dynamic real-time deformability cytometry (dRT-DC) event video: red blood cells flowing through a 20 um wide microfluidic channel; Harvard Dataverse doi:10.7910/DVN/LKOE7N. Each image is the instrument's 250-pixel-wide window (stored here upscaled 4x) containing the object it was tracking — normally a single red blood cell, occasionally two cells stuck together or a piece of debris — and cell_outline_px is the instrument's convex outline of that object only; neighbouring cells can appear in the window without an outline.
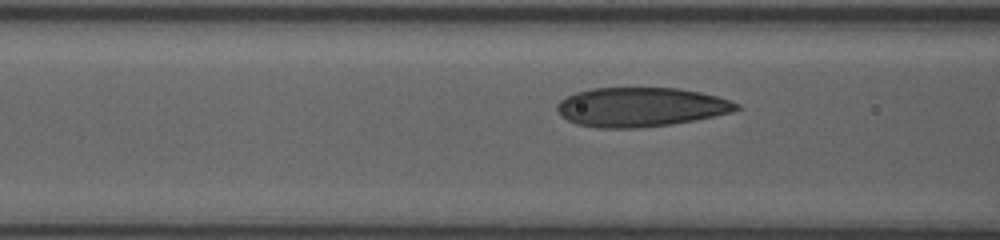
{"species": "human", "species_latin": "Homo sapiens", "temperature_condition": "room temperature", "stored_images_in_passage": 13, "camera_frame_rate_fps": 3000, "um_per_image_px": 0.085, "donor": {"sex": "female"}, "frame": {"image": 1, "passage_image": 10, "time_ms": 3.0, "image_size_px": [1000, 240], "cell_outline_px": [[740, 108], [732, 112], [696, 120], [672, 124], [636, 128], [596, 128], [576, 124], [560, 116], [556, 108], [556, 104], [560, 100], [576, 92], [592, 88], [680, 88], [700, 92], [732, 100], [740, 104]], "centroid_in_image_um": [54.46, 9.1], "position_along_channel_um": 112.1, "area_um2": 41.27}}